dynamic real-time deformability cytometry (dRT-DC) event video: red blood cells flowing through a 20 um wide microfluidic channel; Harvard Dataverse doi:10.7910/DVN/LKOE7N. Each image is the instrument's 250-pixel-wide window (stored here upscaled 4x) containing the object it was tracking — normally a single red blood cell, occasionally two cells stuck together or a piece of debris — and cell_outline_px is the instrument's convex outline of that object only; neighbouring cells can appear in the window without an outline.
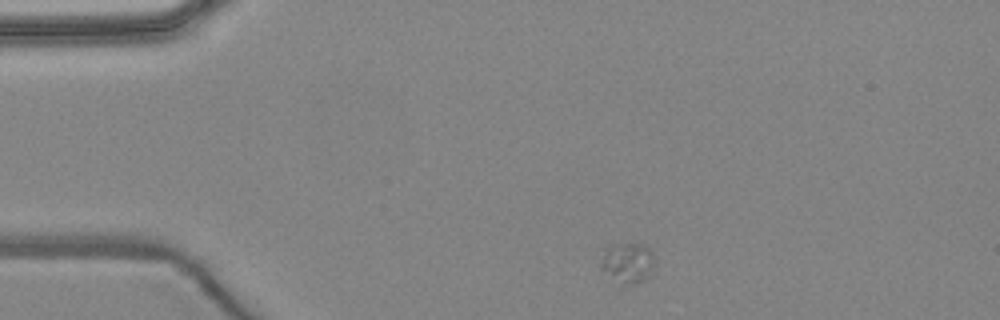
{"species": "common noctule bat (a hibernating species)", "species_latin": "Nyctalus noctula", "temperature_condition": "warm", "stored_images_in_passage": 6, "camera_frame_rate_fps": 3000, "um_per_image_px": 0.085, "animal": {"sex": "female", "body_mass_g": 24.6, "forearm_length_mm": 56.2}, "frame": {"image": 1, "passage_image": 1, "time_ms": 0.0, "image_size_px": [1000, 320], "cell_outline_px": [[652, 268], [648, 276], [644, 280], [624, 280], [604, 272], [600, 268], [600, 264], [608, 248], [612, 244], [644, 244], [652, 252]], "centroid_in_image_um": [53.36, 22.24], "position_along_channel_um": 31.6, "area_um2": 11.39}}
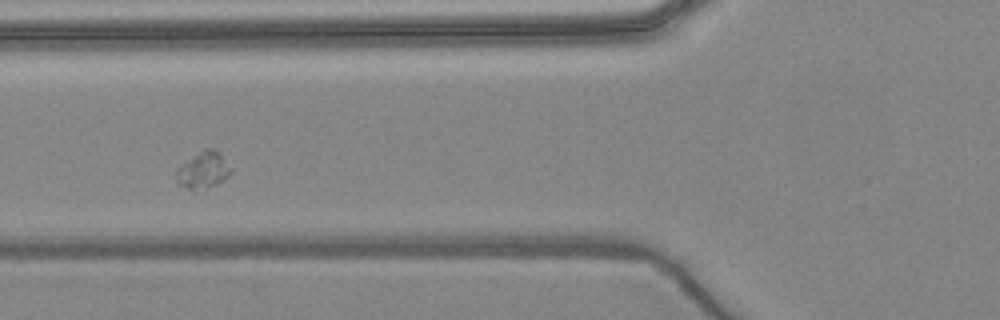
{"frame": {"image": 2, "passage_image": 4, "time_ms": 3.333, "image_size_px": [1000, 320], "cell_outline_px": [[232, 172], [228, 176], [216, 184], [208, 188], [188, 188], [176, 184], [176, 168], [180, 164], [204, 148], [212, 148], [220, 152], [232, 168]], "centroid_in_image_um": [17.26, 14.43], "position_along_channel_um": 108.5, "area_um2": 11.73}}
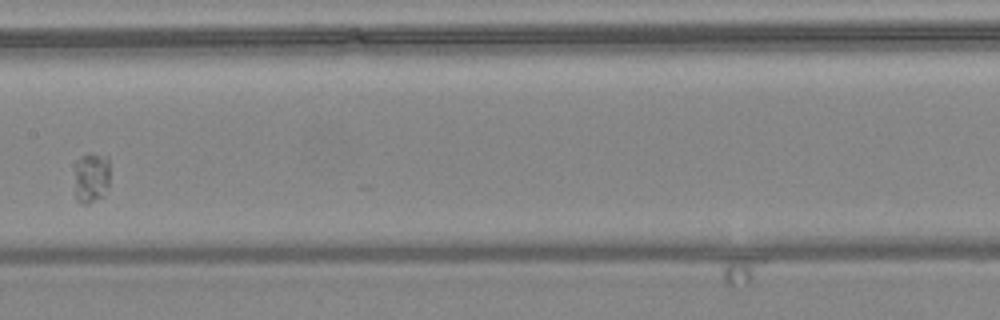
{"frame": {"image": 3, "passage_image": 6, "time_ms": 5.667, "image_size_px": [1000, 320], "cell_outline_px": [[108, 188], [104, 196], [88, 204], [84, 204], [76, 200], [76, 160], [80, 156], [88, 152], [92, 152], [108, 156]], "centroid_in_image_um": [7.78, 15.07], "position_along_channel_um": 199.6, "area_um2": 10.58}}